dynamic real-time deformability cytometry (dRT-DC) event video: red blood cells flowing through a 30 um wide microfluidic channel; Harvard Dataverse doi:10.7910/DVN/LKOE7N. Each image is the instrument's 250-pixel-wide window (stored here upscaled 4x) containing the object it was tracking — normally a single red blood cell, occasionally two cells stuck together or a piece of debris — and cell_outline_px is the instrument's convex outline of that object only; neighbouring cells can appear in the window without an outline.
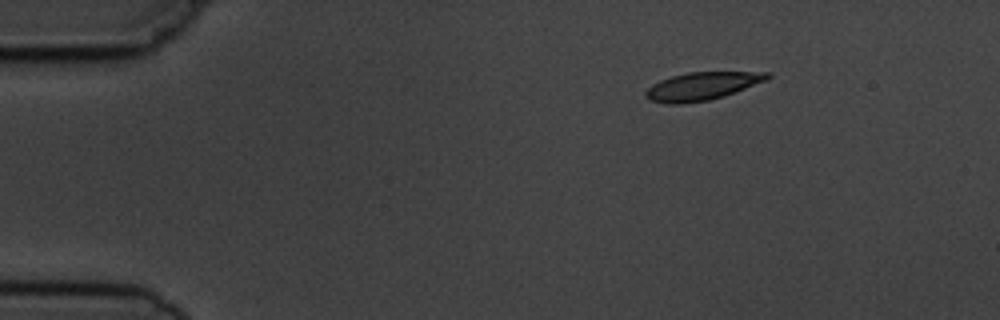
{"species": "common noctule bat (a hibernating species)", "species_latin": "Nyctalus noctula", "temperature_condition": "cold", "stored_images_in_passage": 8, "camera_frame_rate_fps": 3000, "um_per_image_px": 0.085, "animal": {"sex": "male", "body_mass_g": 19.5, "forearm_length_mm": 54.6}, "frame": {"image": 1, "passage_image": 2, "time_ms": 2.333, "image_size_px": [1000, 320], "cell_outline_px": [[772, 76], [768, 80], [724, 96], [708, 100], [680, 104], [668, 104], [648, 100], [644, 96], [644, 92], [652, 84], [660, 80], [672, 76], [688, 72], [772, 72]], "centroid_in_image_um": [59.67, 7.32], "position_along_channel_um": 25.3, "area_um2": 19.94}}
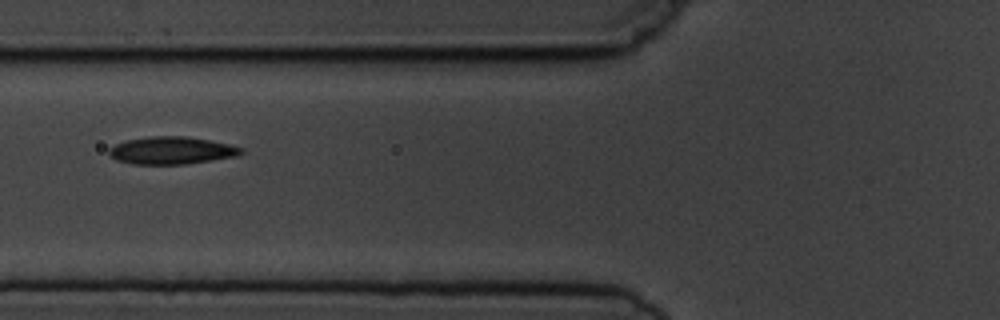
{"frame": {"image": 2, "passage_image": 6, "time_ms": 6.667, "image_size_px": [1000, 320], "cell_outline_px": [[244, 152], [236, 156], [184, 164], [132, 164], [116, 160], [108, 156], [108, 148], [116, 144], [128, 140], [152, 136], [188, 136], [228, 144], [244, 148]], "centroid_in_image_um": [14.55, 12.79], "position_along_channel_um": 111.2, "area_um2": 21.1}}
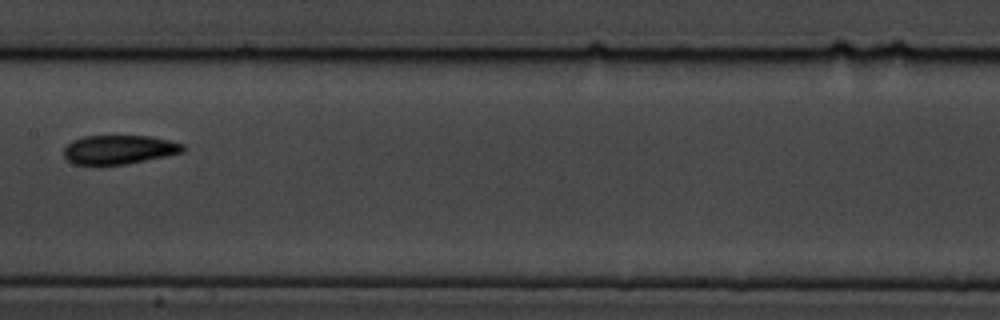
{"frame": {"image": 3, "passage_image": 8, "time_ms": 9.0, "image_size_px": [1000, 320], "cell_outline_px": [[184, 152], [128, 164], [72, 164], [64, 156], [64, 148], [72, 140], [84, 136], [152, 136], [184, 144]], "centroid_in_image_um": [10.12, 12.71], "position_along_channel_um": 197.3, "area_um2": 20.06}}